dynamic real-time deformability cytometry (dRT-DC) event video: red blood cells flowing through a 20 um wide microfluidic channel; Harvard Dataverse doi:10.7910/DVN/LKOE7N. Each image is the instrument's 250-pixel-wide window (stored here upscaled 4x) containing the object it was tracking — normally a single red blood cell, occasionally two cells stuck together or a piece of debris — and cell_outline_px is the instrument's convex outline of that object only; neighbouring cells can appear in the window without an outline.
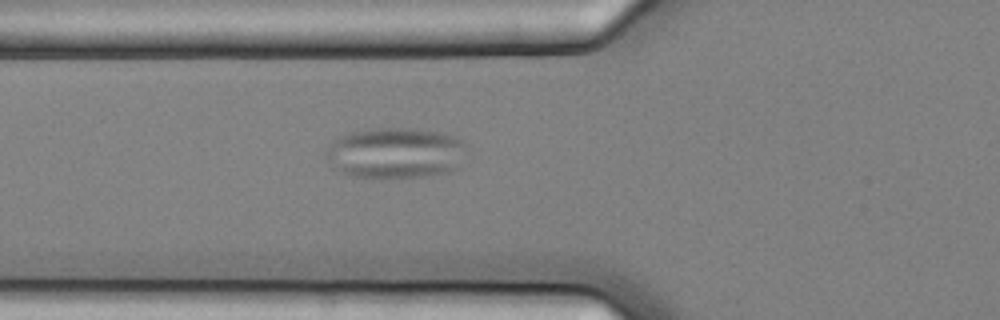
{"species": "common noctule bat (a hibernating species)", "species_latin": "Nyctalus noctula", "temperature_condition": "cold", "stored_images_in_passage": 36, "camera_frame_rate_fps": 3000, "um_per_image_px": 0.085, "animal": {"sex": "female", "body_mass_g": 25.1}, "frame": {"image": 1, "passage_image": 5, "time_ms": 1.333, "image_size_px": [1000, 320], "cell_outline_px": [[464, 148], [456, 168], [448, 172], [428, 176], [376, 180], [352, 176], [332, 168], [324, 156], [324, 152], [332, 140], [336, 136], [348, 132], [372, 128], [416, 128], [456, 136], [464, 144]], "centroid_in_image_um": [33.49, 13.02], "position_along_channel_um": 92.3, "area_um2": 42.54}}
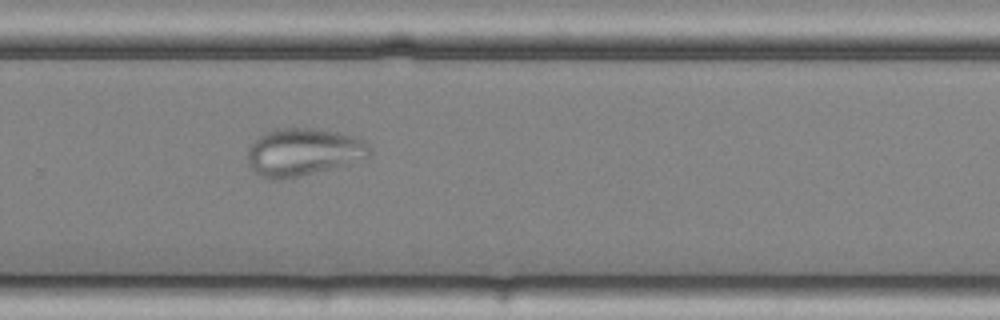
{"frame": {"image": 2, "passage_image": 23, "time_ms": 7.333, "image_size_px": [1000, 320], "cell_outline_px": [[372, 152], [368, 156], [344, 164], [300, 176], [272, 180], [260, 176], [248, 164], [248, 148], [260, 136], [276, 128], [312, 128], [336, 132], [364, 140], [372, 148]], "centroid_in_image_um": [25.75, 12.92], "position_along_channel_um": 304.0, "area_um2": 33.18}}
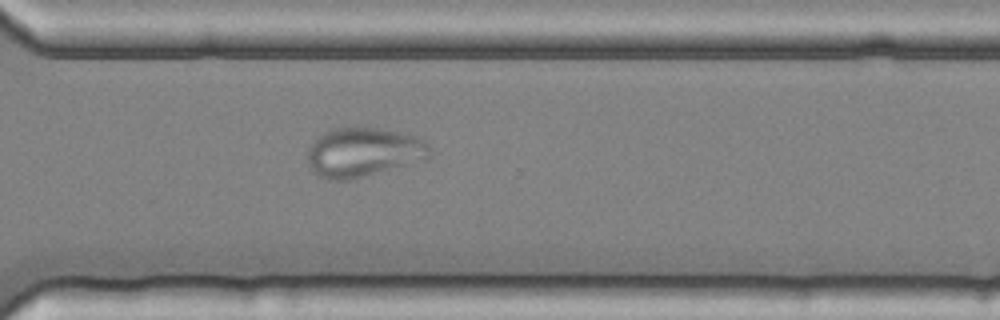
{"frame": {"image": 3, "passage_image": 26, "time_ms": 8.333, "image_size_px": [1000, 320], "cell_outline_px": [[432, 152], [428, 156], [348, 180], [328, 180], [316, 176], [312, 172], [308, 164], [308, 148], [316, 136], [332, 128], [376, 128], [400, 132], [420, 136], [432, 148]], "centroid_in_image_um": [30.8, 12.91], "position_along_channel_um": 339.8, "area_um2": 34.51}}